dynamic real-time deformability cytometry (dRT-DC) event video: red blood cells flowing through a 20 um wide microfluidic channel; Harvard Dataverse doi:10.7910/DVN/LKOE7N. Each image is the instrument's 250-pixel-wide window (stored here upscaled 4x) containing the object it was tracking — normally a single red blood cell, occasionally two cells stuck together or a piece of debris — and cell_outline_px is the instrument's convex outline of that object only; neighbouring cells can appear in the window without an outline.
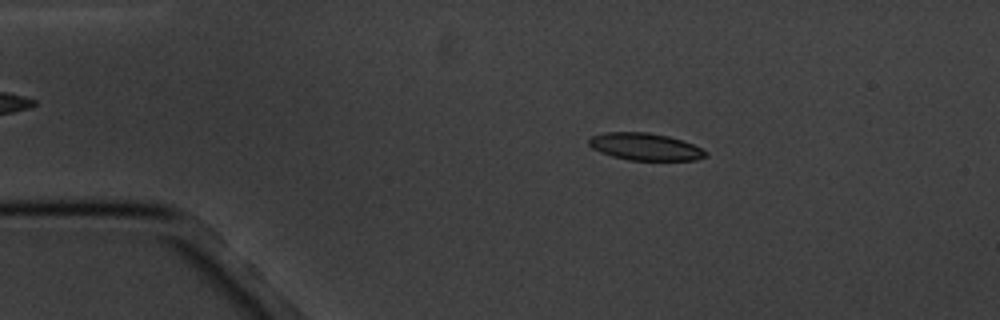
{"species": "common noctule bat (a hibernating species)", "species_latin": "Nyctalus noctula", "temperature_condition": "cold", "stored_images_in_passage": 5, "camera_frame_rate_fps": 3000, "um_per_image_px": 0.085, "animal": {"sex": "male", "body_mass_g": 20.1, "forearm_length_mm": 53.5}, "frame": {"image": 1, "passage_image": 2, "time_ms": 1.333, "image_size_px": [1000, 320], "cell_outline_px": [[708, 156], [696, 160], [628, 160], [612, 156], [600, 152], [592, 148], [588, 144], [588, 140], [592, 136], [604, 132], [648, 132], [668, 136], [692, 144], [708, 152]], "centroid_in_image_um": [54.82, 12.47], "position_along_channel_um": 30.2, "area_um2": 18.5}}
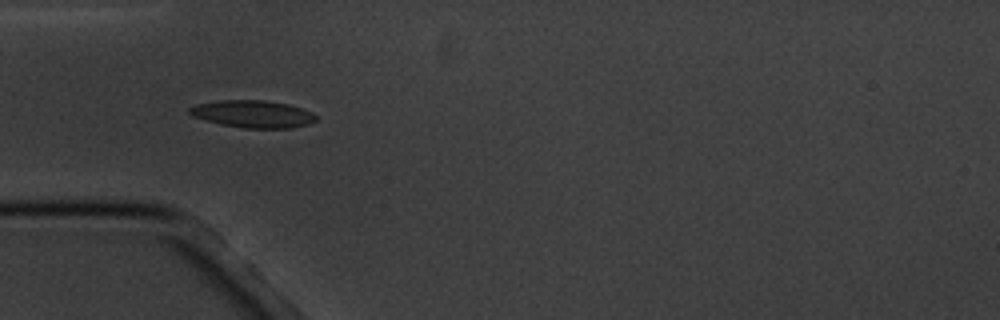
{"frame": {"image": 2, "passage_image": 4, "time_ms": 3.667, "image_size_px": [1000, 320], "cell_outline_px": [[316, 120], [308, 124], [292, 128], [244, 128], [220, 124], [192, 116], [188, 112], [188, 108], [196, 104], [220, 100], [264, 100], [288, 104], [312, 112], [316, 116]], "centroid_in_image_um": [21.47, 9.69], "position_along_channel_um": 63.5, "area_um2": 20.11}}
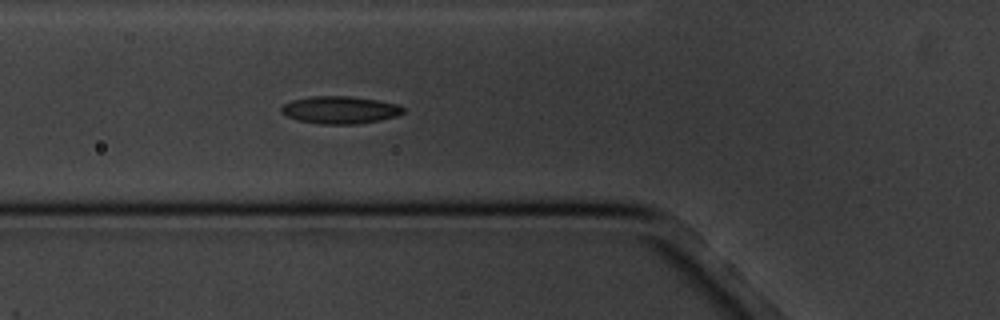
{"frame": {"image": 3, "passage_image": 5, "time_ms": 4.667, "image_size_px": [1000, 320], "cell_outline_px": [[404, 112], [396, 116], [380, 120], [356, 124], [320, 124], [296, 120], [280, 112], [280, 108], [284, 104], [292, 100], [312, 96], [352, 96], [400, 104], [404, 108]], "centroid_in_image_um": [28.9, 9.34], "position_along_channel_um": 96.9, "area_um2": 19.59}}